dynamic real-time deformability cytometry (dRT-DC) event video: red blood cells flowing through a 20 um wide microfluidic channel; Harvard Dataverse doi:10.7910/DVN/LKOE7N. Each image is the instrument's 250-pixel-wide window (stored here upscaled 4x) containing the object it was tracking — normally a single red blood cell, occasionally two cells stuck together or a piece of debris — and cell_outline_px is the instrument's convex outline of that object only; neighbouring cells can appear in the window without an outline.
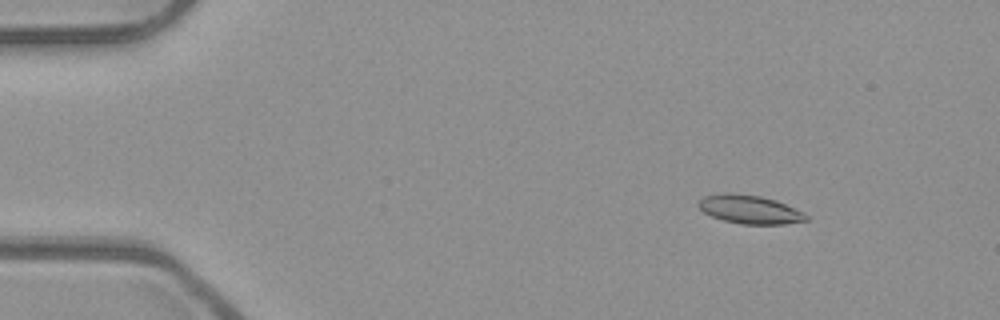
{"species": "common noctule bat (a hibernating species)", "species_latin": "Nyctalus noctula", "temperature_condition": "room temperature", "stored_images_in_passage": 54, "segment_of_instrument_passage": [1, 2], "camera_frame_rate_fps": 3000, "um_per_image_px": 0.085, "animal": {"sex": "male", "body_mass_g": 23.1, "forearm_length_mm": 52.7}, "frame": {"image": 1, "passage_image": 7, "time_ms": 2.0, "image_size_px": [1000, 320], "cell_outline_px": [[808, 220], [784, 224], [740, 224], [724, 220], [712, 216], [704, 212], [696, 204], [704, 196], [724, 192], [760, 196], [776, 200], [804, 212], [808, 216]], "centroid_in_image_um": [63.73, 17.8], "position_along_channel_um": 21.3, "area_um2": 17.86}}
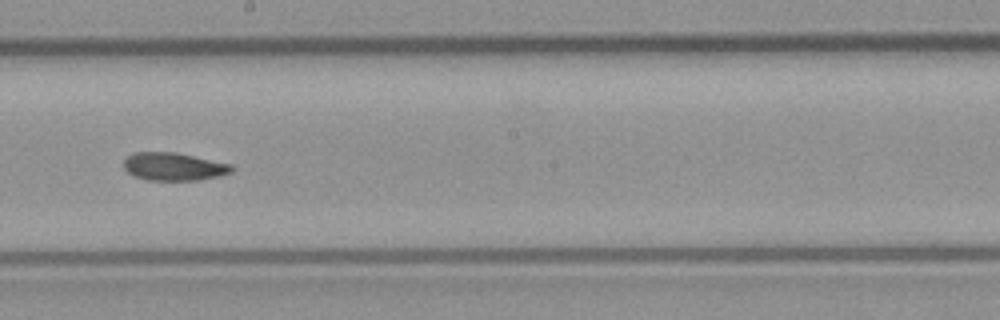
{"frame": {"image": 2, "passage_image": 30, "time_ms": 9.667, "image_size_px": [1000, 320], "cell_outline_px": [[232, 172], [220, 176], [200, 180], [148, 180], [132, 176], [124, 168], [124, 160], [132, 152], [172, 152], [232, 164]], "centroid_in_image_um": [14.75, 14.17], "position_along_channel_um": 233.5, "area_um2": 17.51}}
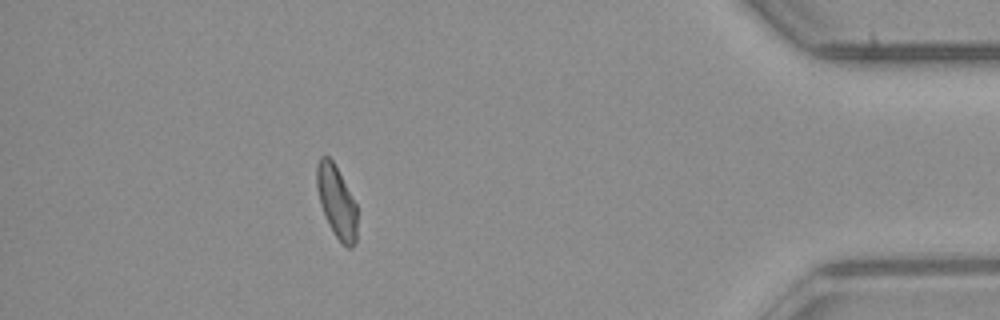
{"frame": {"image": 3, "passage_image": 47, "time_ms": 15.333, "image_size_px": [1000, 320], "cell_outline_px": [[356, 244], [352, 248], [348, 248], [336, 236], [328, 224], [320, 204], [316, 188], [316, 164], [320, 156], [328, 156], [332, 160], [356, 204]], "centroid_in_image_um": [28.58, 17.14], "position_along_channel_um": 406.6, "area_um2": 16.82}}